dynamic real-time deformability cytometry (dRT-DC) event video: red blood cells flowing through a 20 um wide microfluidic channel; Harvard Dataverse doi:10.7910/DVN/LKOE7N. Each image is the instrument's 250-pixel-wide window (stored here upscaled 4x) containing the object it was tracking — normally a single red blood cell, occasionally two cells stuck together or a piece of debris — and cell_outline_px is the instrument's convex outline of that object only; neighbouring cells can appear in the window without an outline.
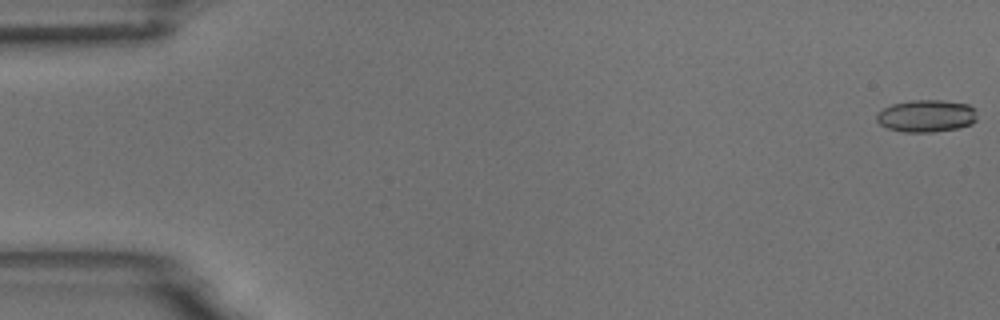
{"species": "common noctule bat (a hibernating species)", "species_latin": "Nyctalus noctula", "temperature_condition": "room temperature", "stored_images_in_passage": 18, "camera_frame_rate_fps": 3000, "um_per_image_px": 0.085, "animal": {"sex": "male", "body_mass_g": 18.8}, "frame": {"image": 1, "passage_image": 1, "time_ms": 0.0, "image_size_px": [1000, 320], "cell_outline_px": [[976, 120], [972, 124], [956, 128], [932, 132], [904, 132], [888, 128], [880, 124], [876, 120], [876, 112], [892, 104], [912, 100], [944, 100], [968, 104], [976, 112]], "centroid_in_image_um": [78.72, 9.85], "position_along_channel_um": 6.3, "area_um2": 18.9}}
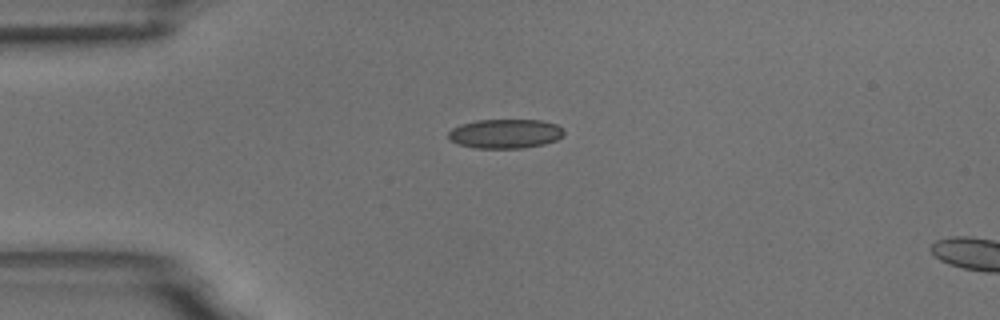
{"frame": {"image": 2, "passage_image": 14, "time_ms": 4.333, "image_size_px": [1000, 320], "cell_outline_px": [[564, 136], [556, 140], [544, 144], [524, 148], [476, 148], [460, 144], [448, 140], [448, 132], [452, 128], [460, 124], [476, 120], [540, 120], [556, 124], [564, 128]], "centroid_in_image_um": [42.95, 11.36], "position_along_channel_um": 42.0, "area_um2": 19.88}}